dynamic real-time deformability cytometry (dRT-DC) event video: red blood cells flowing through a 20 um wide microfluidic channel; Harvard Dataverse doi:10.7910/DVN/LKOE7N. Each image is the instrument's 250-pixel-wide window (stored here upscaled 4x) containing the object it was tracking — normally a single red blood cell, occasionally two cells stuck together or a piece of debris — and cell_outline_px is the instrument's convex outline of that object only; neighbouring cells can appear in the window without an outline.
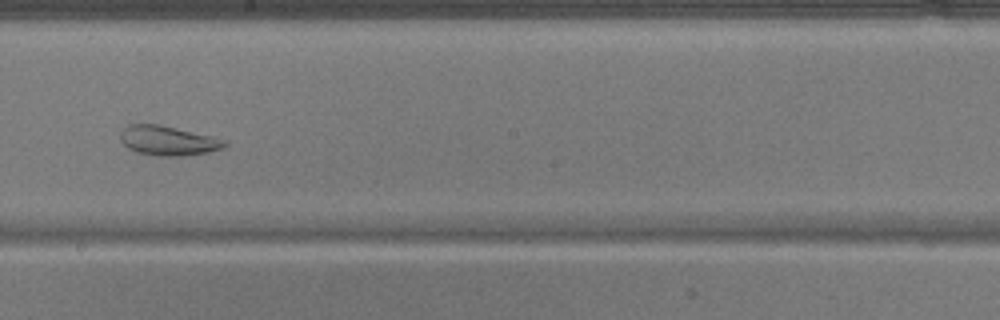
{"species": "common noctule bat (a hibernating species)", "species_latin": "Nyctalus noctula", "temperature_condition": "warm", "stored_images_in_passage": 38, "camera_frame_rate_fps": 3000, "um_per_image_px": 0.085, "animal": {"sex": "male", "body_mass_g": 17.9}, "frame": {"image": 1, "passage_image": 20, "time_ms": 6.333, "image_size_px": [1000, 320], "cell_outline_px": [[228, 144], [224, 148], [208, 152], [184, 156], [156, 156], [136, 152], [128, 148], [120, 140], [120, 132], [128, 124], [160, 124], [216, 136], [228, 140]], "centroid_in_image_um": [14.34, 11.95], "position_along_channel_um": 233.9, "area_um2": 18.44}}
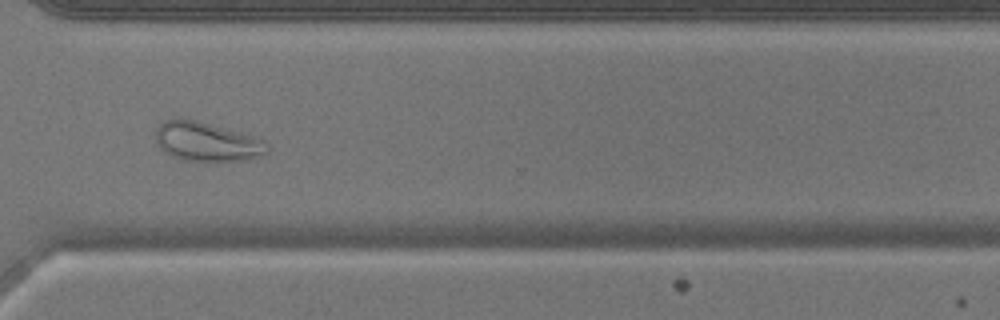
{"frame": {"image": 2, "passage_image": 29, "time_ms": 9.333, "image_size_px": [1000, 320], "cell_outline_px": [[268, 152], [244, 160], [180, 160], [164, 152], [160, 148], [156, 140], [156, 128], [164, 120], [172, 116], [180, 116], [196, 120], [240, 132], [264, 140], [268, 144]], "centroid_in_image_um": [17.5, 12.0], "position_along_channel_um": 353.1, "area_um2": 25.49}}